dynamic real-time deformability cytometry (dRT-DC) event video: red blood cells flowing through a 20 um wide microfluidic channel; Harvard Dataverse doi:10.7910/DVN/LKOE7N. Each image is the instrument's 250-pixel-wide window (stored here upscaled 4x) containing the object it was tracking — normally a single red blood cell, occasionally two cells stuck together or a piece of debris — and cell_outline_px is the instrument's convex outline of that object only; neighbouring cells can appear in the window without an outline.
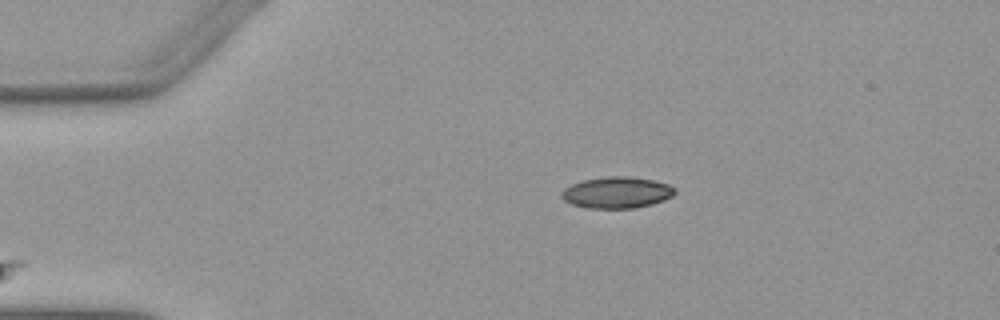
{"species": "Egyptian fruit bat (a non-hibernating species)", "species_latin": "Rousettus aegyptiacus", "temperature_condition": "warm", "stored_images_in_passage": 28, "camera_frame_rate_fps": 3000, "um_per_image_px": 0.085, "animal": {"sex": "female"}, "frame": {"image": 1, "passage_image": 1, "time_ms": 0.0, "image_size_px": [1000, 320], "cell_outline_px": [[676, 192], [672, 196], [664, 200], [652, 204], [636, 208], [588, 208], [572, 204], [564, 200], [560, 196], [560, 192], [564, 188], [580, 180], [608, 176], [628, 176], [652, 180], [668, 184], [676, 188]], "centroid_in_image_um": [52.41, 16.36], "position_along_channel_um": 32.6, "area_um2": 20.87}}
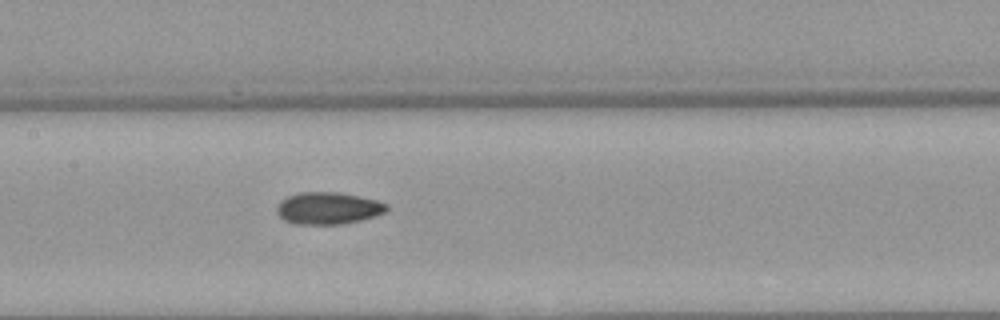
{"frame": {"image": 2, "passage_image": 16, "time_ms": 5.0, "image_size_px": [1000, 320], "cell_outline_px": [[388, 208], [384, 212], [376, 216], [344, 224], [292, 224], [284, 220], [276, 212], [276, 208], [280, 200], [288, 196], [300, 192], [340, 192], [360, 196], [376, 200], [388, 204]], "centroid_in_image_um": [27.88, 17.7], "position_along_channel_um": 179.5, "area_um2": 20.69}}
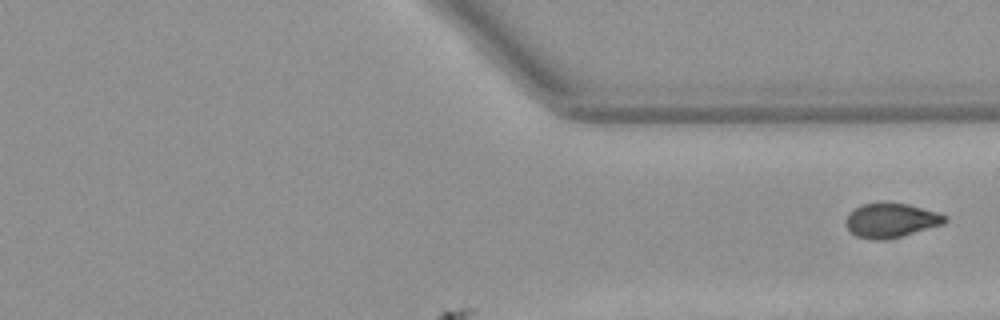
{"frame": {"image": 3, "passage_image": 28, "time_ms": 9.0, "image_size_px": [1000, 320], "cell_outline_px": [[948, 220], [944, 224], [900, 236], [884, 240], [876, 240], [856, 236], [848, 232], [848, 212], [860, 204], [908, 204], [936, 212], [948, 216]], "centroid_in_image_um": [75.74, 18.74], "position_along_channel_um": 335.7, "area_um2": 19.42}}